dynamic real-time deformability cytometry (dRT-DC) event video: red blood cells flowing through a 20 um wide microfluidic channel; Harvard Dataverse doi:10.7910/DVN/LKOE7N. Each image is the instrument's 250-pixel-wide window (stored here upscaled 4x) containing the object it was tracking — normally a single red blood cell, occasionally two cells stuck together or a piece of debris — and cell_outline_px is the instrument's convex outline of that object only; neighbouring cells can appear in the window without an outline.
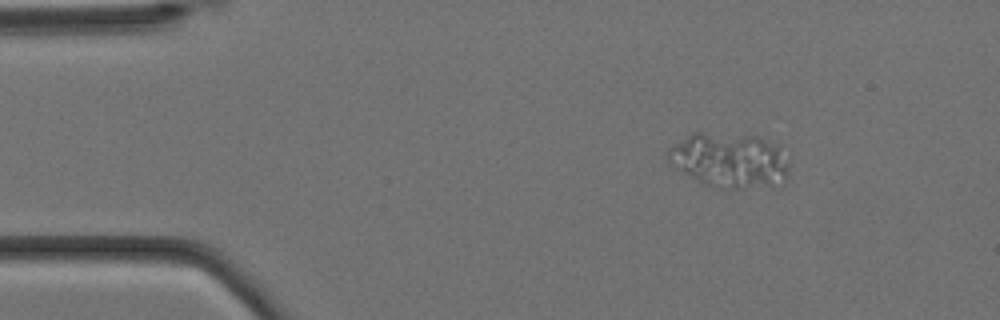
{"species": "Egyptian fruit bat (a non-hibernating species)", "species_latin": "Rousettus aegyptiacus", "temperature_condition": "cold", "stored_images_in_passage": 4, "camera_frame_rate_fps": 3000, "um_per_image_px": 0.085, "animal": {"sex": "female"}, "frame": {"image": 1, "passage_image": 2, "time_ms": 0.333, "image_size_px": [1000, 320], "cell_outline_px": [[788, 176], [784, 180], [740, 188], [720, 188], [704, 184], [676, 168], [668, 160], [668, 148], [692, 132], [700, 132], [756, 136], [764, 140], [776, 148], [788, 164]], "centroid_in_image_um": [61.9, 13.6], "position_along_channel_um": 23.1, "area_um2": 37.28}}